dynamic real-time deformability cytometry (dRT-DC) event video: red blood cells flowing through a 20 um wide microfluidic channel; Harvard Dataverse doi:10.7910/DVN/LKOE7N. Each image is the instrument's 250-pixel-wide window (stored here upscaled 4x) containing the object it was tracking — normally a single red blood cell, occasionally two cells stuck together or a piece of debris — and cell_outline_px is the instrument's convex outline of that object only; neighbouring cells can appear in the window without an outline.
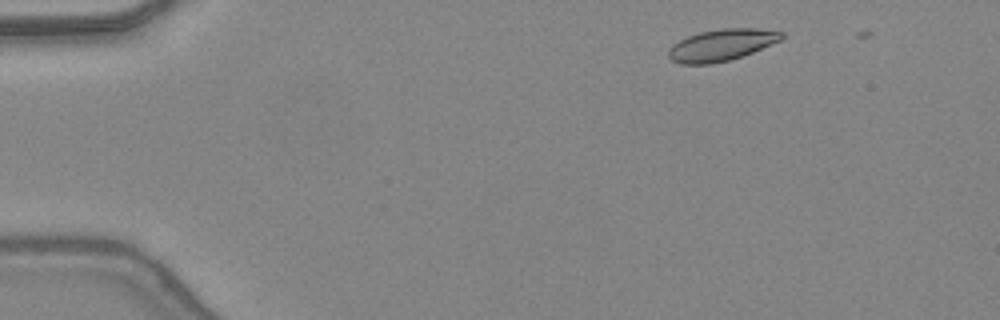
{"species": "common noctule bat (a hibernating species)", "species_latin": "Nyctalus noctula", "temperature_condition": "warm", "stored_images_in_passage": 9, "camera_frame_rate_fps": 3000, "um_per_image_px": 0.085, "animal": {"sex": "female", "body_mass_g": 24.6, "forearm_length_mm": 56.2}, "frame": {"image": 1, "passage_image": 3, "time_ms": 0.667, "image_size_px": [1000, 320], "cell_outline_px": [[784, 36], [780, 40], [752, 52], [728, 60], [712, 64], [680, 64], [672, 60], [668, 56], [668, 48], [672, 44], [688, 36], [700, 32], [724, 28], [756, 28], [784, 32]], "centroid_in_image_um": [61.29, 3.82], "position_along_channel_um": 23.7, "area_um2": 20.69}}